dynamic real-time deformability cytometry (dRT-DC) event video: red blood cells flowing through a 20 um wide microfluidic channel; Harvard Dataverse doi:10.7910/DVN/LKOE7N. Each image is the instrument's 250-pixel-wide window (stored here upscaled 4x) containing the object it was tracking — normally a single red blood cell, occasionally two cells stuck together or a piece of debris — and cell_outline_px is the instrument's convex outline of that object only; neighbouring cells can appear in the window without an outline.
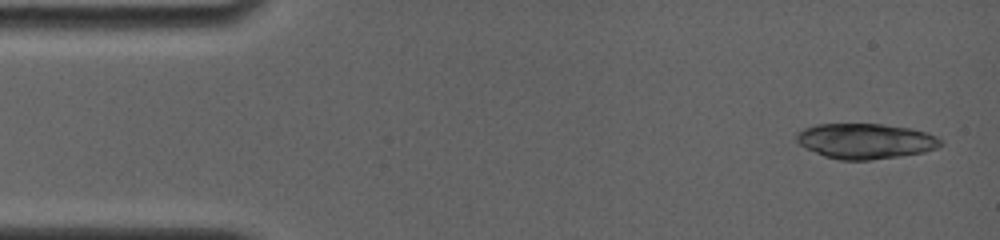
{"species": "common noctule bat (a hibernating species)", "species_latin": "Nyctalus noctula", "temperature_condition": "room temperature", "stored_images_in_passage": 4, "camera_frame_rate_fps": 4000, "um_per_image_px": 0.085, "animal": {"sex": "female", "body_mass_g": 19.0, "forearm_length_mm": 56.7}, "frame": {"image": 1, "passage_image": 1, "time_ms": 0.0, "image_size_px": [1000, 240], "cell_outline_px": [[944, 144], [936, 148], [924, 152], [872, 160], [840, 160], [824, 156], [804, 148], [796, 140], [796, 132], [804, 128], [816, 124], [880, 124], [912, 128], [928, 132], [936, 136]], "centroid_in_image_um": [73.55, 11.99], "position_along_channel_um": 11.4, "area_um2": 29.82}}